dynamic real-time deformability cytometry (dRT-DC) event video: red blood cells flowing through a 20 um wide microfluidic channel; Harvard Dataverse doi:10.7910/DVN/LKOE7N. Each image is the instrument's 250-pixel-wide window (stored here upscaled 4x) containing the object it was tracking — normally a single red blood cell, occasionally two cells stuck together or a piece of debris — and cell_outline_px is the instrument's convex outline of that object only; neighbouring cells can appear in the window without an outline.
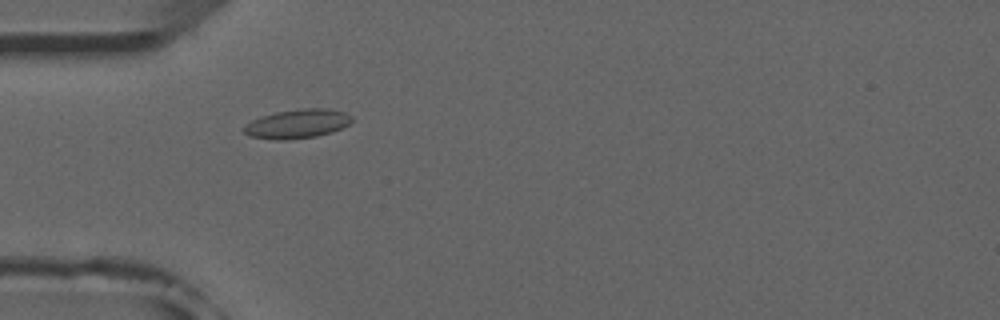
{"species": "common noctule bat (a hibernating species)", "species_latin": "Nyctalus noctula", "temperature_condition": "room temperature", "stored_images_in_passage": 51, "camera_frame_rate_fps": 3000, "um_per_image_px": 0.085, "animal": {"sex": "male", "forearm_length_mm": 52.5}, "frame": {"image": 1, "passage_image": 15, "time_ms": 4.667, "image_size_px": [1000, 320], "cell_outline_px": [[352, 120], [348, 124], [332, 132], [316, 136], [284, 140], [276, 140], [248, 136], [244, 132], [244, 128], [252, 120], [260, 116], [276, 112], [300, 108], [328, 108], [344, 112], [352, 116]], "centroid_in_image_um": [25.27, 10.51], "position_along_channel_um": 59.7, "area_um2": 18.21}}
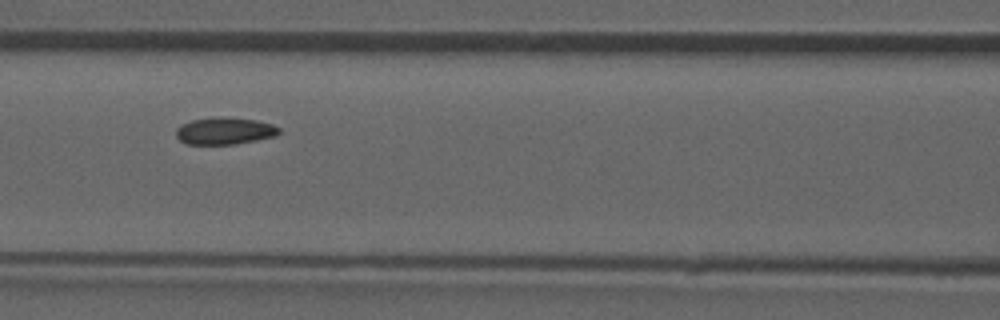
{"frame": {"image": 2, "passage_image": 22, "time_ms": 7.0, "image_size_px": [1000, 320], "cell_outline_px": [[280, 132], [276, 136], [236, 144], [188, 144], [180, 140], [176, 136], [176, 128], [180, 124], [192, 120], [212, 116], [220, 116], [256, 120], [272, 124], [280, 128]], "centroid_in_image_um": [19.08, 11.11], "position_along_channel_um": 147.5, "area_um2": 16.42}, "authors_computed_cell_mechanics": {"area_um2": 16.7042, "velocity_mm_per_s": 3.8882, "shape_relaxation_time_tau1_ms": 5.7043, "shape_relaxation_time_tau2_ms": 2.7564, "deformation_change_tau1": 0.0843, "deformation_change_tau2": 0.0745}}